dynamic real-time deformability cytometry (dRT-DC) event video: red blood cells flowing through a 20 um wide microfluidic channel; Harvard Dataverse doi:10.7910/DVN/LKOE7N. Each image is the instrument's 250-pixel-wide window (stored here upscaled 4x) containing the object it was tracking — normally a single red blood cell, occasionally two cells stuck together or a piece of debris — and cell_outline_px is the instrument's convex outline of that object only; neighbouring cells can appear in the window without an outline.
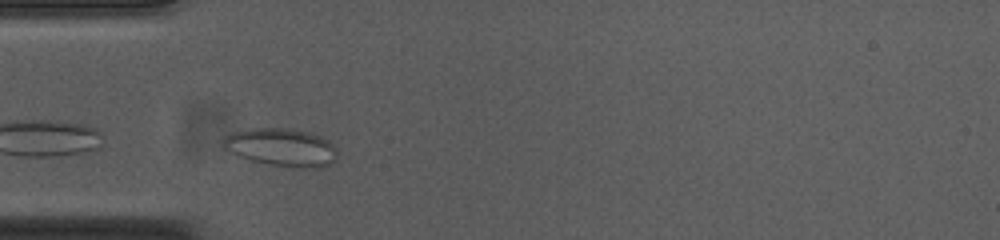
{"species": "common noctule bat (a hibernating species)", "species_latin": "Nyctalus noctula", "temperature_condition": "cold", "stored_images_in_passage": 4, "camera_frame_rate_fps": 3000, "um_per_image_px": 0.085, "animal": {"sex": "female", "body_mass_g": 23.0, "forearm_length_mm": 53.4}, "frame": {"image": 1, "passage_image": 1, "time_ms": 0.0, "image_size_px": [1000, 240], "cell_outline_px": [[336, 160], [320, 168], [300, 168], [268, 164], [252, 160], [240, 156], [224, 148], [224, 136], [232, 132], [248, 128], [288, 128], [312, 132], [328, 140], [332, 144], [336, 152]], "centroid_in_image_um": [23.94, 12.51], "position_along_channel_um": 61.1, "area_um2": 25.2}}